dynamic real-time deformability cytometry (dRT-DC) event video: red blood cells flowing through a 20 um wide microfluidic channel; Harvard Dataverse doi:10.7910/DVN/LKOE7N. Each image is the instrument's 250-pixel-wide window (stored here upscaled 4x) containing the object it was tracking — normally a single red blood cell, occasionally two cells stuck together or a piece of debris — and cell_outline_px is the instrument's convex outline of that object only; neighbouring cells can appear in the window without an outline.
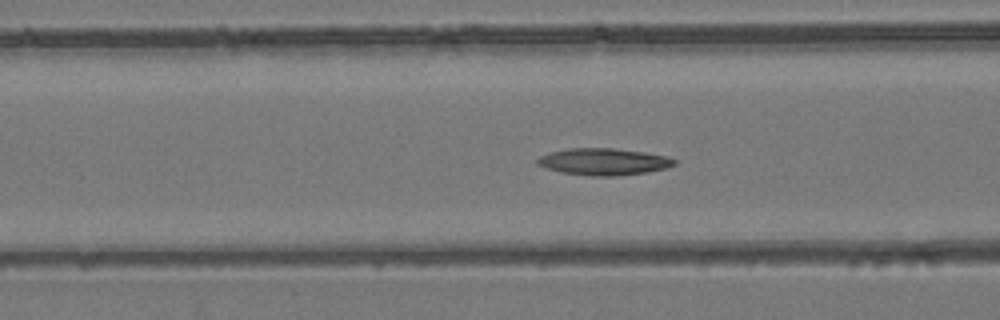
{"species": "common noctule bat (a hibernating species)", "species_latin": "Nyctalus noctula", "temperature_condition": "room temperature", "stored_images_in_passage": 22, "camera_frame_rate_fps": 3000, "um_per_image_px": 0.085, "animal": {"sex": "female", "body_mass_g": 24.6, "forearm_length_mm": 56.2}, "frame": {"image": 1, "passage_image": 22, "time_ms": 7.0, "image_size_px": [1000, 320], "cell_outline_px": [[676, 164], [668, 168], [644, 172], [616, 176], [592, 176], [560, 172], [544, 168], [536, 164], [536, 160], [540, 156], [548, 152], [568, 148], [612, 148], [644, 152], [668, 156], [676, 160]], "centroid_in_image_um": [51.28, 13.74], "position_along_channel_um": 115.3, "area_um2": 21.56}}